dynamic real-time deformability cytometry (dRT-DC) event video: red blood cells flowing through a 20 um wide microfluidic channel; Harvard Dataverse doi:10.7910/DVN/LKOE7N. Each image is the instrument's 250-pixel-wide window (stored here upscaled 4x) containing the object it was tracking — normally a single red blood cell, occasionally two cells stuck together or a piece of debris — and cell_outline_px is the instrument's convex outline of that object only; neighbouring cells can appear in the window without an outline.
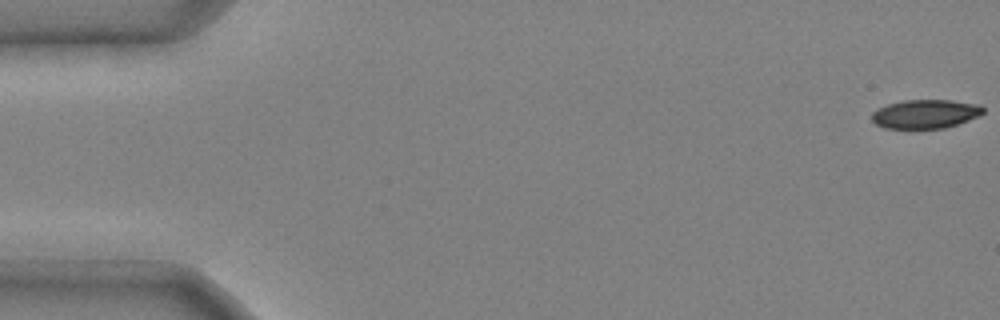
{"species": "common noctule bat (a hibernating species)", "species_latin": "Nyctalus noctula", "temperature_condition": "cold", "stored_images_in_passage": 16, "camera_frame_rate_fps": 3000, "um_per_image_px": 0.085, "animal": {"sex": "male", "body_mass_g": 20.4}, "frame": {"image": 1, "passage_image": 1, "time_ms": 0.0, "image_size_px": [1000, 320], "cell_outline_px": [[984, 112], [980, 116], [944, 128], [884, 128], [876, 124], [872, 120], [872, 112], [876, 108], [888, 104], [904, 100], [952, 100], [980, 104], [984, 108]], "centroid_in_image_um": [78.66, 9.67], "position_along_channel_um": 6.3, "area_um2": 18.79}}
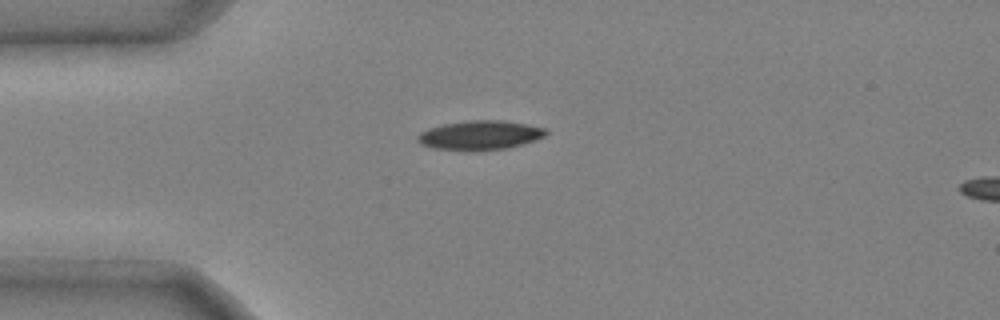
{"frame": {"image": 2, "passage_image": 13, "time_ms": 4.0, "image_size_px": [1000, 320], "cell_outline_px": [[548, 132], [544, 136], [508, 148], [432, 148], [420, 144], [416, 140], [416, 136], [420, 132], [428, 128], [444, 124], [468, 120], [504, 120], [548, 128]], "centroid_in_image_um": [40.79, 11.44], "position_along_channel_um": 44.2, "area_um2": 21.1}}